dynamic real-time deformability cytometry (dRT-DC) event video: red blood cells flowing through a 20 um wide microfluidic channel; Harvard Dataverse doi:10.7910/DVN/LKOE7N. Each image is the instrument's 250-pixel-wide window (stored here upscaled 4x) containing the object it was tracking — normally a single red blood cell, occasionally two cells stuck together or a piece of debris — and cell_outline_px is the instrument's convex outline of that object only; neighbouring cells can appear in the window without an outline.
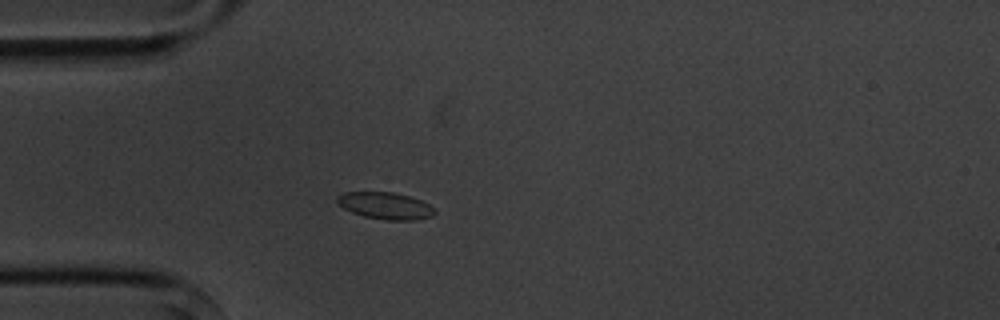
{"species": "common noctule bat (a hibernating species)", "species_latin": "Nyctalus noctula", "temperature_condition": "cold", "stored_images_in_passage": 5, "camera_frame_rate_fps": 3000, "um_per_image_px": 0.085, "animal": {"sex": "male", "body_mass_g": 20.1, "forearm_length_mm": 53.5}, "frame": {"image": 1, "passage_image": 4, "time_ms": 3.667, "image_size_px": [1000, 320], "cell_outline_px": [[436, 212], [432, 216], [416, 220], [388, 220], [364, 216], [352, 212], [344, 208], [336, 200], [336, 196], [344, 192], [392, 192], [408, 196], [420, 200], [436, 208]], "centroid_in_image_um": [32.78, 17.48], "position_along_channel_um": 52.2, "area_um2": 15.2}}